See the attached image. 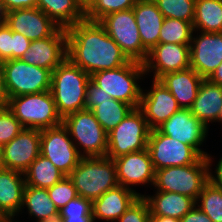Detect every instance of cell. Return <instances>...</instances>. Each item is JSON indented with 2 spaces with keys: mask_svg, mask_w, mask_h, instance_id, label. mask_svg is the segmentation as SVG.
I'll list each match as a JSON object with an SVG mask.
<instances>
[{
  "mask_svg": "<svg viewBox=\"0 0 222 222\" xmlns=\"http://www.w3.org/2000/svg\"><path fill=\"white\" fill-rule=\"evenodd\" d=\"M67 58L90 76L130 60L99 22L84 20L66 28Z\"/></svg>",
  "mask_w": 222,
  "mask_h": 222,
  "instance_id": "1",
  "label": "cell"
},
{
  "mask_svg": "<svg viewBox=\"0 0 222 222\" xmlns=\"http://www.w3.org/2000/svg\"><path fill=\"white\" fill-rule=\"evenodd\" d=\"M90 75L66 58L52 71L51 93L58 114L62 119L83 110L86 103Z\"/></svg>",
  "mask_w": 222,
  "mask_h": 222,
  "instance_id": "2",
  "label": "cell"
},
{
  "mask_svg": "<svg viewBox=\"0 0 222 222\" xmlns=\"http://www.w3.org/2000/svg\"><path fill=\"white\" fill-rule=\"evenodd\" d=\"M68 176L78 196L92 202L119 185L115 162L107 156L82 157Z\"/></svg>",
  "mask_w": 222,
  "mask_h": 222,
  "instance_id": "3",
  "label": "cell"
},
{
  "mask_svg": "<svg viewBox=\"0 0 222 222\" xmlns=\"http://www.w3.org/2000/svg\"><path fill=\"white\" fill-rule=\"evenodd\" d=\"M212 157H203L198 163L172 166L155 170L154 188L157 191L175 192L197 200L210 181Z\"/></svg>",
  "mask_w": 222,
  "mask_h": 222,
  "instance_id": "4",
  "label": "cell"
},
{
  "mask_svg": "<svg viewBox=\"0 0 222 222\" xmlns=\"http://www.w3.org/2000/svg\"><path fill=\"white\" fill-rule=\"evenodd\" d=\"M145 75L144 64L129 61L126 65L112 70L93 73L90 78L102 91L112 99L130 104L133 108L140 106L142 88L137 80Z\"/></svg>",
  "mask_w": 222,
  "mask_h": 222,
  "instance_id": "5",
  "label": "cell"
},
{
  "mask_svg": "<svg viewBox=\"0 0 222 222\" xmlns=\"http://www.w3.org/2000/svg\"><path fill=\"white\" fill-rule=\"evenodd\" d=\"M8 108L24 128L42 130L62 124L50 90L10 97Z\"/></svg>",
  "mask_w": 222,
  "mask_h": 222,
  "instance_id": "6",
  "label": "cell"
},
{
  "mask_svg": "<svg viewBox=\"0 0 222 222\" xmlns=\"http://www.w3.org/2000/svg\"><path fill=\"white\" fill-rule=\"evenodd\" d=\"M151 129L142 110L133 108L129 114L107 133L106 156L115 159L131 152L145 150Z\"/></svg>",
  "mask_w": 222,
  "mask_h": 222,
  "instance_id": "7",
  "label": "cell"
},
{
  "mask_svg": "<svg viewBox=\"0 0 222 222\" xmlns=\"http://www.w3.org/2000/svg\"><path fill=\"white\" fill-rule=\"evenodd\" d=\"M62 124L68 129L72 141L76 142L74 144L82 157L106 156L107 132L91 110L70 113L62 119Z\"/></svg>",
  "mask_w": 222,
  "mask_h": 222,
  "instance_id": "8",
  "label": "cell"
},
{
  "mask_svg": "<svg viewBox=\"0 0 222 222\" xmlns=\"http://www.w3.org/2000/svg\"><path fill=\"white\" fill-rule=\"evenodd\" d=\"M8 98L51 89L52 71L27 64L20 59L1 62Z\"/></svg>",
  "mask_w": 222,
  "mask_h": 222,
  "instance_id": "9",
  "label": "cell"
},
{
  "mask_svg": "<svg viewBox=\"0 0 222 222\" xmlns=\"http://www.w3.org/2000/svg\"><path fill=\"white\" fill-rule=\"evenodd\" d=\"M98 22L129 60L145 62L148 52L142 45L133 8L109 13Z\"/></svg>",
  "mask_w": 222,
  "mask_h": 222,
  "instance_id": "10",
  "label": "cell"
},
{
  "mask_svg": "<svg viewBox=\"0 0 222 222\" xmlns=\"http://www.w3.org/2000/svg\"><path fill=\"white\" fill-rule=\"evenodd\" d=\"M147 149L154 170L195 164L203 158L192 146L162 134L158 129L151 130Z\"/></svg>",
  "mask_w": 222,
  "mask_h": 222,
  "instance_id": "11",
  "label": "cell"
},
{
  "mask_svg": "<svg viewBox=\"0 0 222 222\" xmlns=\"http://www.w3.org/2000/svg\"><path fill=\"white\" fill-rule=\"evenodd\" d=\"M40 154L49 159L65 176L82 159L63 124L41 130Z\"/></svg>",
  "mask_w": 222,
  "mask_h": 222,
  "instance_id": "12",
  "label": "cell"
},
{
  "mask_svg": "<svg viewBox=\"0 0 222 222\" xmlns=\"http://www.w3.org/2000/svg\"><path fill=\"white\" fill-rule=\"evenodd\" d=\"M157 129L162 134L192 146L203 157L210 155L199 148L207 138L208 128L190 109L180 108Z\"/></svg>",
  "mask_w": 222,
  "mask_h": 222,
  "instance_id": "13",
  "label": "cell"
},
{
  "mask_svg": "<svg viewBox=\"0 0 222 222\" xmlns=\"http://www.w3.org/2000/svg\"><path fill=\"white\" fill-rule=\"evenodd\" d=\"M67 58V31L59 27L51 36L31 41L20 60L53 71Z\"/></svg>",
  "mask_w": 222,
  "mask_h": 222,
  "instance_id": "14",
  "label": "cell"
},
{
  "mask_svg": "<svg viewBox=\"0 0 222 222\" xmlns=\"http://www.w3.org/2000/svg\"><path fill=\"white\" fill-rule=\"evenodd\" d=\"M40 140V129L24 128L2 147L3 167L24 173L40 155Z\"/></svg>",
  "mask_w": 222,
  "mask_h": 222,
  "instance_id": "15",
  "label": "cell"
},
{
  "mask_svg": "<svg viewBox=\"0 0 222 222\" xmlns=\"http://www.w3.org/2000/svg\"><path fill=\"white\" fill-rule=\"evenodd\" d=\"M143 64L145 75L153 72L154 80L166 73L187 69L190 67V45L159 43L148 52Z\"/></svg>",
  "mask_w": 222,
  "mask_h": 222,
  "instance_id": "16",
  "label": "cell"
},
{
  "mask_svg": "<svg viewBox=\"0 0 222 222\" xmlns=\"http://www.w3.org/2000/svg\"><path fill=\"white\" fill-rule=\"evenodd\" d=\"M191 38L190 67L207 79L222 63V32H199ZM195 37V38H194Z\"/></svg>",
  "mask_w": 222,
  "mask_h": 222,
  "instance_id": "17",
  "label": "cell"
},
{
  "mask_svg": "<svg viewBox=\"0 0 222 222\" xmlns=\"http://www.w3.org/2000/svg\"><path fill=\"white\" fill-rule=\"evenodd\" d=\"M6 25L30 41L51 36L60 26L37 7L7 12Z\"/></svg>",
  "mask_w": 222,
  "mask_h": 222,
  "instance_id": "18",
  "label": "cell"
},
{
  "mask_svg": "<svg viewBox=\"0 0 222 222\" xmlns=\"http://www.w3.org/2000/svg\"><path fill=\"white\" fill-rule=\"evenodd\" d=\"M119 185L128 188L135 185H154L155 170L148 149L131 152L113 159Z\"/></svg>",
  "mask_w": 222,
  "mask_h": 222,
  "instance_id": "19",
  "label": "cell"
},
{
  "mask_svg": "<svg viewBox=\"0 0 222 222\" xmlns=\"http://www.w3.org/2000/svg\"><path fill=\"white\" fill-rule=\"evenodd\" d=\"M151 89L141 94L139 108L151 130L157 129L180 109L171 92L158 80L152 81Z\"/></svg>",
  "mask_w": 222,
  "mask_h": 222,
  "instance_id": "20",
  "label": "cell"
},
{
  "mask_svg": "<svg viewBox=\"0 0 222 222\" xmlns=\"http://www.w3.org/2000/svg\"><path fill=\"white\" fill-rule=\"evenodd\" d=\"M140 196L143 194L121 185L108 190L92 202L94 222L96 219L107 222L117 221Z\"/></svg>",
  "mask_w": 222,
  "mask_h": 222,
  "instance_id": "21",
  "label": "cell"
},
{
  "mask_svg": "<svg viewBox=\"0 0 222 222\" xmlns=\"http://www.w3.org/2000/svg\"><path fill=\"white\" fill-rule=\"evenodd\" d=\"M204 80L191 67L166 73L158 81L161 82L174 96L182 109H190Z\"/></svg>",
  "mask_w": 222,
  "mask_h": 222,
  "instance_id": "22",
  "label": "cell"
},
{
  "mask_svg": "<svg viewBox=\"0 0 222 222\" xmlns=\"http://www.w3.org/2000/svg\"><path fill=\"white\" fill-rule=\"evenodd\" d=\"M133 11L142 45L149 52L159 44L164 16L153 0H138Z\"/></svg>",
  "mask_w": 222,
  "mask_h": 222,
  "instance_id": "23",
  "label": "cell"
},
{
  "mask_svg": "<svg viewBox=\"0 0 222 222\" xmlns=\"http://www.w3.org/2000/svg\"><path fill=\"white\" fill-rule=\"evenodd\" d=\"M25 186L24 173L0 169V215L14 217L21 212Z\"/></svg>",
  "mask_w": 222,
  "mask_h": 222,
  "instance_id": "24",
  "label": "cell"
},
{
  "mask_svg": "<svg viewBox=\"0 0 222 222\" xmlns=\"http://www.w3.org/2000/svg\"><path fill=\"white\" fill-rule=\"evenodd\" d=\"M221 108L222 86L204 79L190 108L191 113L209 128L210 122L216 123Z\"/></svg>",
  "mask_w": 222,
  "mask_h": 222,
  "instance_id": "25",
  "label": "cell"
},
{
  "mask_svg": "<svg viewBox=\"0 0 222 222\" xmlns=\"http://www.w3.org/2000/svg\"><path fill=\"white\" fill-rule=\"evenodd\" d=\"M154 196L143 195L149 206L150 215L181 219L195 205L196 200L175 192L156 191Z\"/></svg>",
  "mask_w": 222,
  "mask_h": 222,
  "instance_id": "26",
  "label": "cell"
},
{
  "mask_svg": "<svg viewBox=\"0 0 222 222\" xmlns=\"http://www.w3.org/2000/svg\"><path fill=\"white\" fill-rule=\"evenodd\" d=\"M37 8L62 28L86 19L74 0H38Z\"/></svg>",
  "mask_w": 222,
  "mask_h": 222,
  "instance_id": "27",
  "label": "cell"
},
{
  "mask_svg": "<svg viewBox=\"0 0 222 222\" xmlns=\"http://www.w3.org/2000/svg\"><path fill=\"white\" fill-rule=\"evenodd\" d=\"M193 30L206 33L222 32V0H196Z\"/></svg>",
  "mask_w": 222,
  "mask_h": 222,
  "instance_id": "28",
  "label": "cell"
},
{
  "mask_svg": "<svg viewBox=\"0 0 222 222\" xmlns=\"http://www.w3.org/2000/svg\"><path fill=\"white\" fill-rule=\"evenodd\" d=\"M28 186L48 189L65 175L46 157L39 155L24 172Z\"/></svg>",
  "mask_w": 222,
  "mask_h": 222,
  "instance_id": "29",
  "label": "cell"
},
{
  "mask_svg": "<svg viewBox=\"0 0 222 222\" xmlns=\"http://www.w3.org/2000/svg\"><path fill=\"white\" fill-rule=\"evenodd\" d=\"M27 207L30 216L37 222H43L50 215L60 213L48 195L47 189L25 186L21 211Z\"/></svg>",
  "mask_w": 222,
  "mask_h": 222,
  "instance_id": "30",
  "label": "cell"
},
{
  "mask_svg": "<svg viewBox=\"0 0 222 222\" xmlns=\"http://www.w3.org/2000/svg\"><path fill=\"white\" fill-rule=\"evenodd\" d=\"M133 109L130 104L123 101L110 99L97 102V106L91 109L102 128L109 133L115 128Z\"/></svg>",
  "mask_w": 222,
  "mask_h": 222,
  "instance_id": "31",
  "label": "cell"
},
{
  "mask_svg": "<svg viewBox=\"0 0 222 222\" xmlns=\"http://www.w3.org/2000/svg\"><path fill=\"white\" fill-rule=\"evenodd\" d=\"M193 25L188 21L164 18L160 29L159 43L191 44Z\"/></svg>",
  "mask_w": 222,
  "mask_h": 222,
  "instance_id": "32",
  "label": "cell"
},
{
  "mask_svg": "<svg viewBox=\"0 0 222 222\" xmlns=\"http://www.w3.org/2000/svg\"><path fill=\"white\" fill-rule=\"evenodd\" d=\"M196 205L213 222H222V188L217 187L212 181L204 186Z\"/></svg>",
  "mask_w": 222,
  "mask_h": 222,
  "instance_id": "33",
  "label": "cell"
},
{
  "mask_svg": "<svg viewBox=\"0 0 222 222\" xmlns=\"http://www.w3.org/2000/svg\"><path fill=\"white\" fill-rule=\"evenodd\" d=\"M164 18H175L191 24L195 15L196 0H153Z\"/></svg>",
  "mask_w": 222,
  "mask_h": 222,
  "instance_id": "34",
  "label": "cell"
},
{
  "mask_svg": "<svg viewBox=\"0 0 222 222\" xmlns=\"http://www.w3.org/2000/svg\"><path fill=\"white\" fill-rule=\"evenodd\" d=\"M138 0H96L92 8L85 14L88 21L98 22L112 12L131 9Z\"/></svg>",
  "mask_w": 222,
  "mask_h": 222,
  "instance_id": "35",
  "label": "cell"
},
{
  "mask_svg": "<svg viewBox=\"0 0 222 222\" xmlns=\"http://www.w3.org/2000/svg\"><path fill=\"white\" fill-rule=\"evenodd\" d=\"M48 195L58 210L78 196L76 188L69 176H64L59 182L47 189Z\"/></svg>",
  "mask_w": 222,
  "mask_h": 222,
  "instance_id": "36",
  "label": "cell"
},
{
  "mask_svg": "<svg viewBox=\"0 0 222 222\" xmlns=\"http://www.w3.org/2000/svg\"><path fill=\"white\" fill-rule=\"evenodd\" d=\"M23 125L9 110V108L0 109V146H4L15 138L22 130Z\"/></svg>",
  "mask_w": 222,
  "mask_h": 222,
  "instance_id": "37",
  "label": "cell"
},
{
  "mask_svg": "<svg viewBox=\"0 0 222 222\" xmlns=\"http://www.w3.org/2000/svg\"><path fill=\"white\" fill-rule=\"evenodd\" d=\"M59 212L62 218L93 217L92 201L77 196L75 199L70 200Z\"/></svg>",
  "mask_w": 222,
  "mask_h": 222,
  "instance_id": "38",
  "label": "cell"
},
{
  "mask_svg": "<svg viewBox=\"0 0 222 222\" xmlns=\"http://www.w3.org/2000/svg\"><path fill=\"white\" fill-rule=\"evenodd\" d=\"M150 210L146 200L140 196L116 222H149Z\"/></svg>",
  "mask_w": 222,
  "mask_h": 222,
  "instance_id": "39",
  "label": "cell"
},
{
  "mask_svg": "<svg viewBox=\"0 0 222 222\" xmlns=\"http://www.w3.org/2000/svg\"><path fill=\"white\" fill-rule=\"evenodd\" d=\"M13 31L5 24L0 25V62L12 60Z\"/></svg>",
  "mask_w": 222,
  "mask_h": 222,
  "instance_id": "40",
  "label": "cell"
},
{
  "mask_svg": "<svg viewBox=\"0 0 222 222\" xmlns=\"http://www.w3.org/2000/svg\"><path fill=\"white\" fill-rule=\"evenodd\" d=\"M110 99L111 96L109 94L103 92L102 88L95 84L91 79L89 80L84 109L91 110L92 108L97 106V102H104Z\"/></svg>",
  "mask_w": 222,
  "mask_h": 222,
  "instance_id": "41",
  "label": "cell"
},
{
  "mask_svg": "<svg viewBox=\"0 0 222 222\" xmlns=\"http://www.w3.org/2000/svg\"><path fill=\"white\" fill-rule=\"evenodd\" d=\"M31 41L24 35L13 31L12 59H20Z\"/></svg>",
  "mask_w": 222,
  "mask_h": 222,
  "instance_id": "42",
  "label": "cell"
},
{
  "mask_svg": "<svg viewBox=\"0 0 222 222\" xmlns=\"http://www.w3.org/2000/svg\"><path fill=\"white\" fill-rule=\"evenodd\" d=\"M180 222H213L197 205H195L188 213H186Z\"/></svg>",
  "mask_w": 222,
  "mask_h": 222,
  "instance_id": "43",
  "label": "cell"
},
{
  "mask_svg": "<svg viewBox=\"0 0 222 222\" xmlns=\"http://www.w3.org/2000/svg\"><path fill=\"white\" fill-rule=\"evenodd\" d=\"M7 12L15 9L37 7L38 0H2Z\"/></svg>",
  "mask_w": 222,
  "mask_h": 222,
  "instance_id": "44",
  "label": "cell"
},
{
  "mask_svg": "<svg viewBox=\"0 0 222 222\" xmlns=\"http://www.w3.org/2000/svg\"><path fill=\"white\" fill-rule=\"evenodd\" d=\"M8 100L9 98L5 90L4 75H3L2 65L0 62V109L8 107Z\"/></svg>",
  "mask_w": 222,
  "mask_h": 222,
  "instance_id": "45",
  "label": "cell"
},
{
  "mask_svg": "<svg viewBox=\"0 0 222 222\" xmlns=\"http://www.w3.org/2000/svg\"><path fill=\"white\" fill-rule=\"evenodd\" d=\"M215 167V175L210 172V181H212L217 187L222 188V157L219 159Z\"/></svg>",
  "mask_w": 222,
  "mask_h": 222,
  "instance_id": "46",
  "label": "cell"
},
{
  "mask_svg": "<svg viewBox=\"0 0 222 222\" xmlns=\"http://www.w3.org/2000/svg\"><path fill=\"white\" fill-rule=\"evenodd\" d=\"M210 82L222 86V63L207 78Z\"/></svg>",
  "mask_w": 222,
  "mask_h": 222,
  "instance_id": "47",
  "label": "cell"
},
{
  "mask_svg": "<svg viewBox=\"0 0 222 222\" xmlns=\"http://www.w3.org/2000/svg\"><path fill=\"white\" fill-rule=\"evenodd\" d=\"M79 9L86 14L94 5L96 0H74Z\"/></svg>",
  "mask_w": 222,
  "mask_h": 222,
  "instance_id": "48",
  "label": "cell"
},
{
  "mask_svg": "<svg viewBox=\"0 0 222 222\" xmlns=\"http://www.w3.org/2000/svg\"><path fill=\"white\" fill-rule=\"evenodd\" d=\"M149 222H180V220L168 216L150 215Z\"/></svg>",
  "mask_w": 222,
  "mask_h": 222,
  "instance_id": "49",
  "label": "cell"
},
{
  "mask_svg": "<svg viewBox=\"0 0 222 222\" xmlns=\"http://www.w3.org/2000/svg\"><path fill=\"white\" fill-rule=\"evenodd\" d=\"M63 222H94L93 217L62 218Z\"/></svg>",
  "mask_w": 222,
  "mask_h": 222,
  "instance_id": "50",
  "label": "cell"
},
{
  "mask_svg": "<svg viewBox=\"0 0 222 222\" xmlns=\"http://www.w3.org/2000/svg\"><path fill=\"white\" fill-rule=\"evenodd\" d=\"M7 11L2 0H0V25L6 23Z\"/></svg>",
  "mask_w": 222,
  "mask_h": 222,
  "instance_id": "51",
  "label": "cell"
},
{
  "mask_svg": "<svg viewBox=\"0 0 222 222\" xmlns=\"http://www.w3.org/2000/svg\"><path fill=\"white\" fill-rule=\"evenodd\" d=\"M43 222H63L60 213H55L46 218Z\"/></svg>",
  "mask_w": 222,
  "mask_h": 222,
  "instance_id": "52",
  "label": "cell"
},
{
  "mask_svg": "<svg viewBox=\"0 0 222 222\" xmlns=\"http://www.w3.org/2000/svg\"><path fill=\"white\" fill-rule=\"evenodd\" d=\"M0 222H8V215H0Z\"/></svg>",
  "mask_w": 222,
  "mask_h": 222,
  "instance_id": "53",
  "label": "cell"
},
{
  "mask_svg": "<svg viewBox=\"0 0 222 222\" xmlns=\"http://www.w3.org/2000/svg\"><path fill=\"white\" fill-rule=\"evenodd\" d=\"M3 163H2V146H0V169H3Z\"/></svg>",
  "mask_w": 222,
  "mask_h": 222,
  "instance_id": "54",
  "label": "cell"
},
{
  "mask_svg": "<svg viewBox=\"0 0 222 222\" xmlns=\"http://www.w3.org/2000/svg\"><path fill=\"white\" fill-rule=\"evenodd\" d=\"M217 122H221L222 123V108H221L220 113L218 115Z\"/></svg>",
  "mask_w": 222,
  "mask_h": 222,
  "instance_id": "55",
  "label": "cell"
},
{
  "mask_svg": "<svg viewBox=\"0 0 222 222\" xmlns=\"http://www.w3.org/2000/svg\"><path fill=\"white\" fill-rule=\"evenodd\" d=\"M8 222H17V221H14V217L8 216ZM18 222H19V221H18Z\"/></svg>",
  "mask_w": 222,
  "mask_h": 222,
  "instance_id": "56",
  "label": "cell"
}]
</instances>
